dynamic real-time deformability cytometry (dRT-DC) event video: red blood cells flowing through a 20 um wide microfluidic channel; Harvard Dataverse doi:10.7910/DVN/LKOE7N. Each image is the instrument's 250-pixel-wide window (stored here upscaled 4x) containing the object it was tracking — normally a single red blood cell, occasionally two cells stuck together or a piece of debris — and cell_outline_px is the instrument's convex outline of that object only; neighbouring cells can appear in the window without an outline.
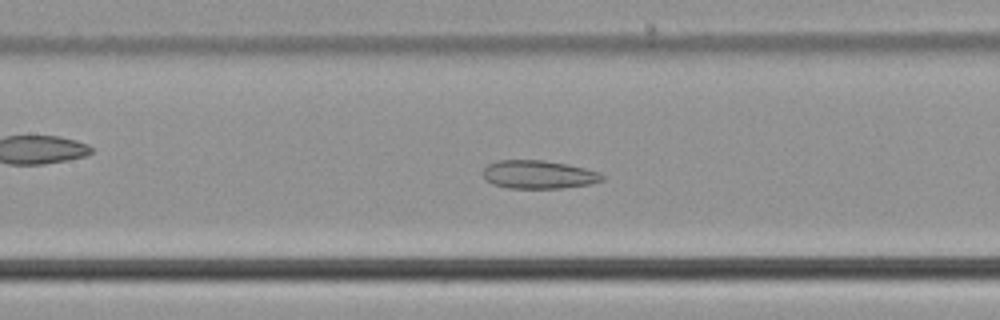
{"species": "common noctule bat (a hibernating species)", "species_latin": "Nyctalus noctula", "temperature_condition": "cold", "stored_images_in_passage": 48, "camera_frame_rate_fps": 3000, "um_per_image_px": 0.085, "animal": {"sex": "male", "body_mass_g": 21.5, "forearm_length_mm": 52.0}, "frame": {"image": 1, "passage_image": 19, "time_ms": 6.0, "image_size_px": [1000, 320], "cell_outline_px": [[604, 180], [592, 184], [560, 188], [508, 188], [492, 184], [484, 180], [484, 168], [488, 164], [496, 160], [544, 160], [568, 164], [600, 172], [604, 176]], "centroid_in_image_um": [45.78, 14.83], "position_along_channel_um": 161.6, "area_um2": 19.83}}
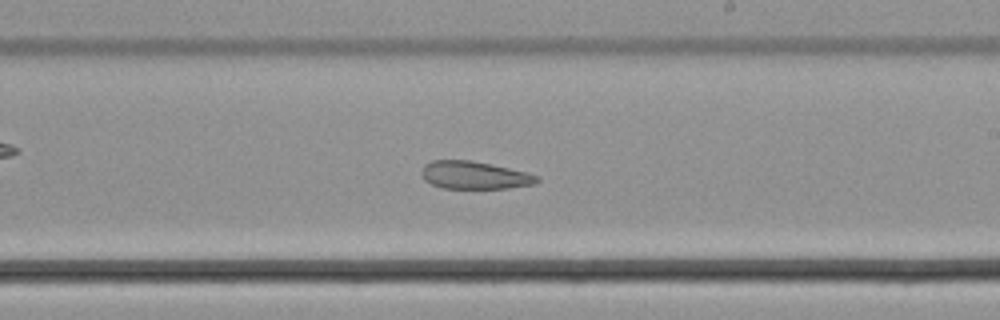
{"frame": {"image": 2, "passage_image": 26, "time_ms": 8.333, "image_size_px": [1000, 320], "cell_outline_px": [[540, 180], [536, 184], [508, 188], [444, 188], [432, 184], [424, 180], [420, 172], [424, 164], [432, 160], [468, 160], [528, 172], [540, 176]], "centroid_in_image_um": [40.34, 14.89], "position_along_channel_um": 248.7, "area_um2": 18.67}}
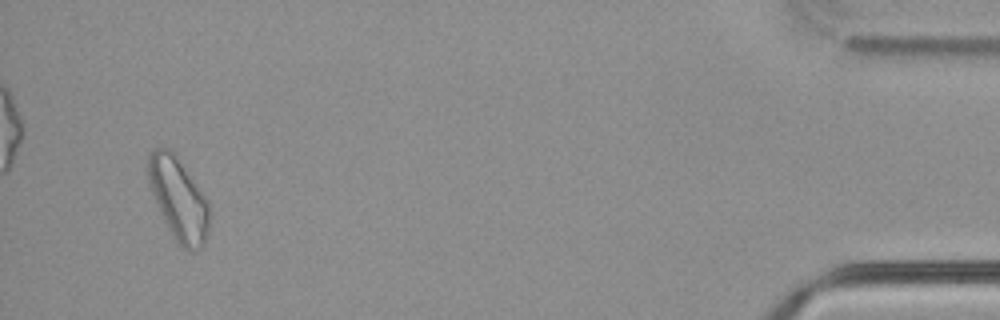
{"frame": {"image": 3, "passage_image": 46, "time_ms": 15.0, "image_size_px": [1000, 320], "cell_outline_px": [[208, 228], [204, 244], [196, 252], [188, 252], [176, 240], [168, 228], [152, 196], [148, 180], [148, 156], [156, 148], [168, 148], [176, 156], [208, 200]], "centroid_in_image_um": [15.16, 16.94], "position_along_channel_um": 420.0, "area_um2": 28.96}, "authors_computed_cell_mechanics": {"area_um2": 23.0333, "velocity_mm_per_s": 3.7441, "shape_relaxation_time_tau1_ms": null, "shape_relaxation_time_tau2_ms": 3.9862, "deformation_change_tau1": null, "deformation_change_tau2": 0.1092}}